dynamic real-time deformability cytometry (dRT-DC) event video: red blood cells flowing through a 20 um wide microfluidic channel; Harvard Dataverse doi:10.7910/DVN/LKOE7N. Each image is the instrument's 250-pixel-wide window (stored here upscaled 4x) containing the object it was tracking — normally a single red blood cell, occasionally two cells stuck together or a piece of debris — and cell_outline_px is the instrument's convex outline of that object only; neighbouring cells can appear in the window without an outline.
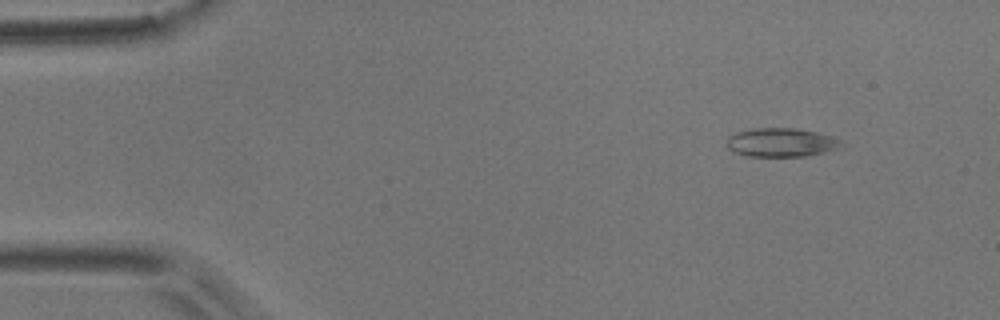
{"species": "common noctule bat (a hibernating species)", "species_latin": "Nyctalus noctula", "temperature_condition": "room temperature", "stored_images_in_passage": 10, "camera_frame_rate_fps": 3000, "um_per_image_px": 0.085, "animal": {"sex": "male", "body_mass_g": 17.9}, "frame": {"image": 1, "passage_image": 2, "time_ms": 1.0, "image_size_px": [1000, 320], "cell_outline_px": [[844, 144], [840, 148], [808, 156], [748, 156], [736, 152], [728, 148], [728, 136], [736, 132], [756, 128], [796, 128], [836, 136], [844, 140]], "centroid_in_image_um": [66.49, 12.1], "position_along_channel_um": 18.5, "area_um2": 19.36}}
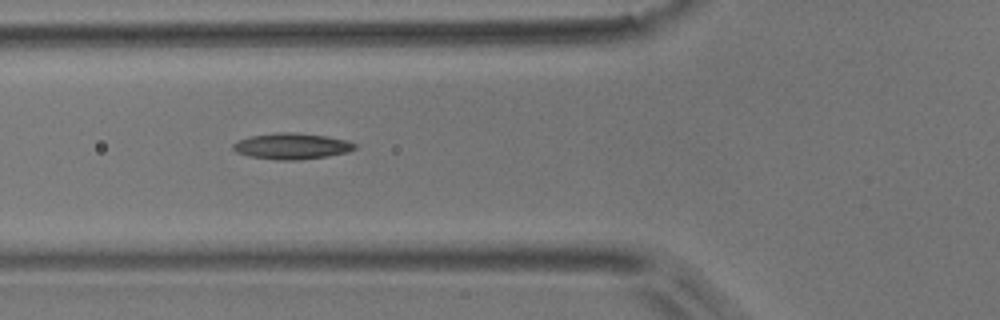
{"frame": {"image": 2, "passage_image": 6, "time_ms": 5.667, "image_size_px": [1000, 320], "cell_outline_px": [[356, 148], [348, 152], [328, 156], [296, 160], [276, 160], [248, 156], [236, 152], [232, 148], [232, 144], [240, 140], [252, 136], [276, 132], [292, 132], [328, 136], [344, 140], [356, 144]], "centroid_in_image_um": [24.79, 12.43], "position_along_channel_um": 101.0, "area_um2": 18.44}}
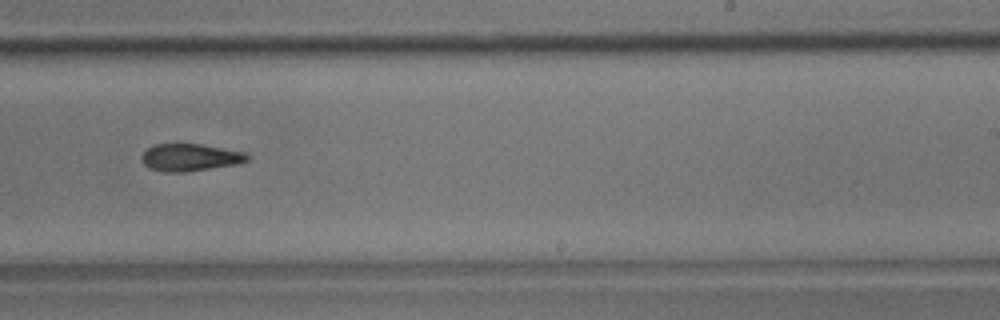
{"frame": {"image": 3, "passage_image": 10, "time_ms": 10.333, "image_size_px": [1000, 320], "cell_outline_px": [[252, 156], [248, 160], [240, 164], [188, 172], [164, 172], [148, 168], [144, 164], [140, 156], [148, 148], [156, 144], [200, 144], [244, 152]], "centroid_in_image_um": [16.18, 13.39], "position_along_channel_um": 272.8, "area_um2": 16.99}}